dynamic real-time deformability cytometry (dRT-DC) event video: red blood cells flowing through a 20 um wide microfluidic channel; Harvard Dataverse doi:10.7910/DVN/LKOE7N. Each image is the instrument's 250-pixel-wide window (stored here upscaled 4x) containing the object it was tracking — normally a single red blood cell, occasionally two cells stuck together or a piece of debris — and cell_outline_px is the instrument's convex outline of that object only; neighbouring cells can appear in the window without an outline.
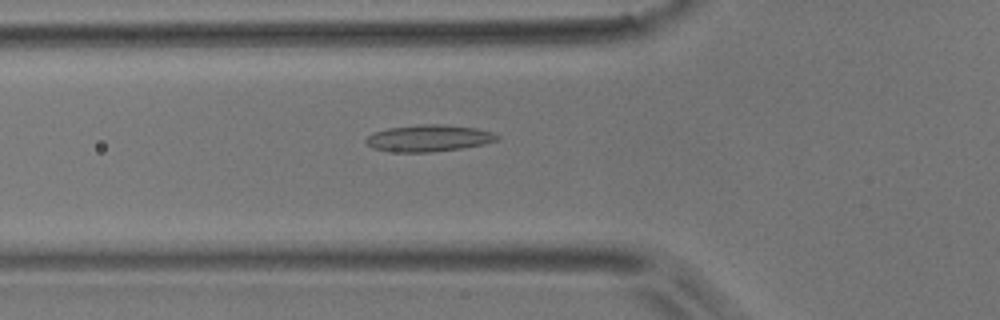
{"species": "common noctule bat (a hibernating species)", "species_latin": "Nyctalus noctula", "temperature_condition": "room temperature", "stored_images_in_passage": 38, "camera_frame_rate_fps": 3000, "um_per_image_px": 0.085, "animal": {"sex": "male", "body_mass_g": 17.9}, "frame": {"image": 1, "passage_image": 10, "time_ms": 3.0, "image_size_px": [1000, 320], "cell_outline_px": [[500, 140], [484, 144], [464, 148], [432, 152], [396, 152], [372, 148], [364, 140], [372, 132], [388, 128], [420, 124], [440, 124], [476, 128], [492, 132], [500, 136]], "centroid_in_image_um": [36.46, 11.74], "position_along_channel_um": 89.3, "area_um2": 20.58}}
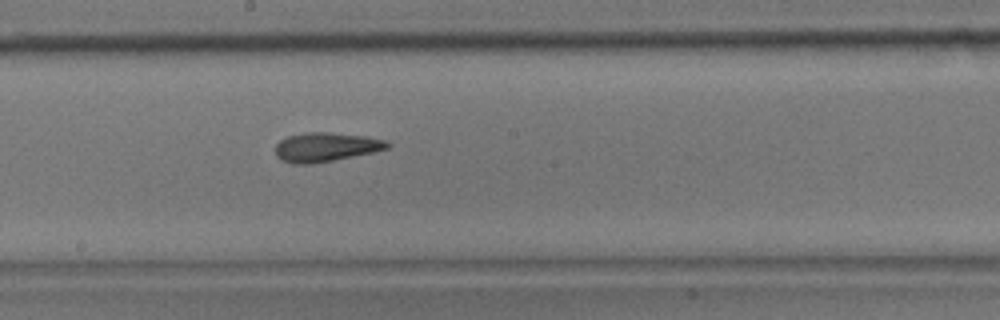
{"frame": {"image": 2, "passage_image": 20, "time_ms": 6.333, "image_size_px": [1000, 320], "cell_outline_px": [[392, 144], [388, 148], [372, 152], [312, 164], [292, 164], [276, 156], [276, 144], [280, 140], [288, 136], [304, 132], [328, 132], [368, 136], [388, 140]], "centroid_in_image_um": [27.72, 12.48], "position_along_channel_um": 220.5, "area_um2": 19.02}}
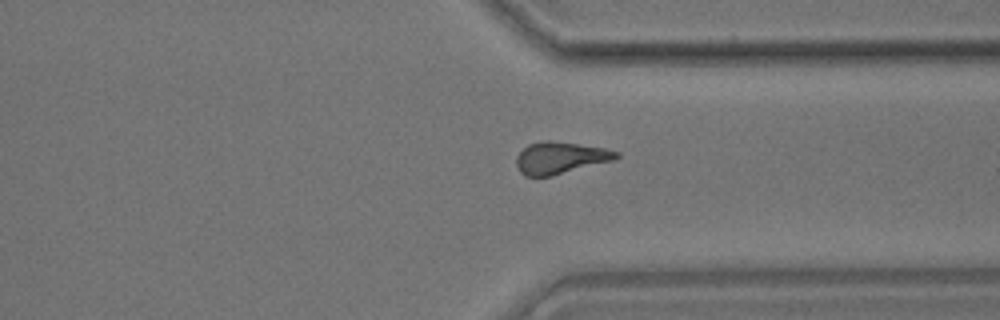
{"frame": {"image": 3, "passage_image": 31, "time_ms": 10.0, "image_size_px": [1000, 320], "cell_outline_px": [[620, 156], [616, 160], [552, 176], [524, 176], [520, 172], [516, 164], [516, 156], [528, 144], [544, 140], [552, 140], [604, 148], [620, 152]], "centroid_in_image_um": [47.64, 13.42], "position_along_channel_um": 363.8, "area_um2": 18.79}}